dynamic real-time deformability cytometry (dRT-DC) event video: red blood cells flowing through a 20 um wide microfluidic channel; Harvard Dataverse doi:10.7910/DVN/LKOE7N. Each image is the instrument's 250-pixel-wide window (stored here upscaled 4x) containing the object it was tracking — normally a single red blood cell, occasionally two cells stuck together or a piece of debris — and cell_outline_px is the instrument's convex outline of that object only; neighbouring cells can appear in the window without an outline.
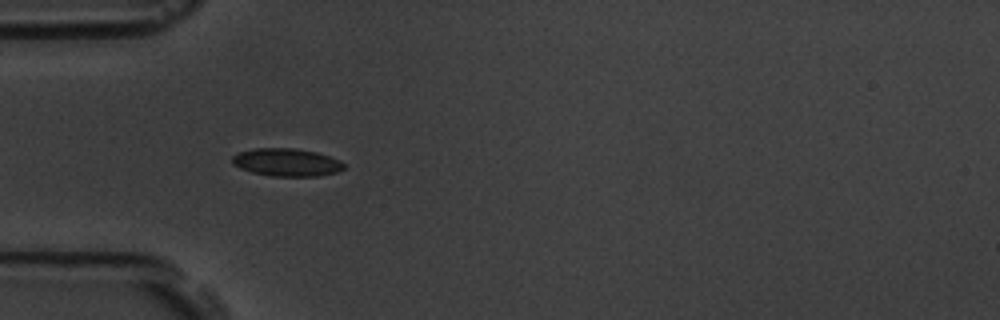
{"species": "common noctule bat (a hibernating species)", "species_latin": "Nyctalus noctula", "temperature_condition": "room temperature", "stored_images_in_passage": 24, "camera_frame_rate_fps": 3000, "um_per_image_px": 0.085, "animal": {"sex": "male", "body_mass_g": 19.5, "forearm_length_mm": 54.6}, "frame": {"image": 1, "passage_image": 4, "time_ms": 1.0, "image_size_px": [1000, 320], "cell_outline_px": [[344, 168], [336, 172], [320, 176], [272, 176], [252, 172], [240, 168], [232, 164], [232, 156], [240, 152], [256, 148], [292, 148], [316, 152], [340, 160], [344, 164]], "centroid_in_image_um": [24.36, 13.8], "position_along_channel_um": 60.6, "area_um2": 17.98}}